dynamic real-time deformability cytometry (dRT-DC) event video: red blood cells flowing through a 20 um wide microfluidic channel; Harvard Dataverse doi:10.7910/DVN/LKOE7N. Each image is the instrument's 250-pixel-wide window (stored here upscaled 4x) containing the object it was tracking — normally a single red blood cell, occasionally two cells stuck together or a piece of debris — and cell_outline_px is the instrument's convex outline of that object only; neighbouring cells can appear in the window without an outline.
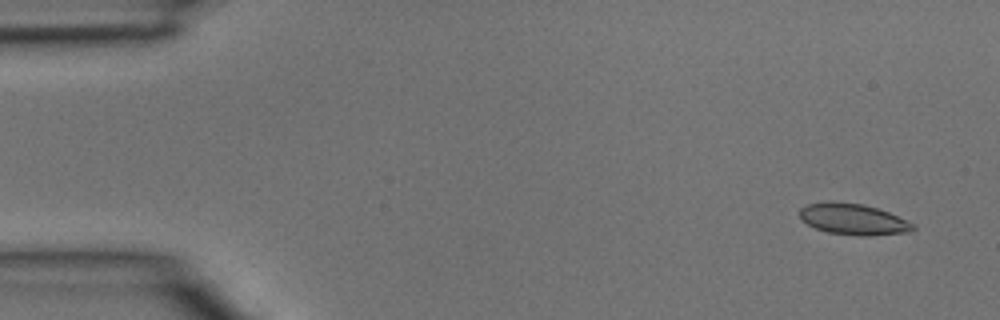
{"species": "common noctule bat (a hibernating species)", "species_latin": "Nyctalus noctula", "temperature_condition": "room temperature", "stored_images_in_passage": 5, "camera_frame_rate_fps": 3000, "um_per_image_px": 0.085, "animal": {"sex": "male", "body_mass_g": 15.6}, "frame": {"image": 1, "passage_image": 1, "time_ms": 0.0, "image_size_px": [1000, 320], "cell_outline_px": [[916, 228], [908, 232], [872, 236], [856, 236], [828, 232], [816, 228], [800, 220], [800, 208], [808, 204], [828, 200], [864, 204], [888, 212], [916, 224]], "centroid_in_image_um": [72.52, 18.63], "position_along_channel_um": 12.5, "area_um2": 20.81}}
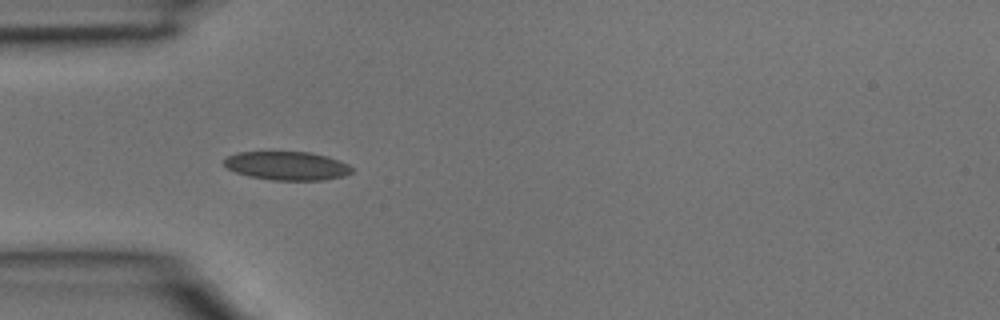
{"frame": {"image": 2, "passage_image": 4, "time_ms": 1.0, "image_size_px": [1000, 320], "cell_outline_px": [[352, 172], [344, 176], [324, 180], [272, 180], [248, 176], [236, 172], [228, 168], [224, 164], [224, 160], [228, 156], [236, 152], [312, 152], [328, 156], [340, 160], [348, 164], [352, 168]], "centroid_in_image_um": [24.42, 14.09], "position_along_channel_um": 60.6, "area_um2": 21.39}}